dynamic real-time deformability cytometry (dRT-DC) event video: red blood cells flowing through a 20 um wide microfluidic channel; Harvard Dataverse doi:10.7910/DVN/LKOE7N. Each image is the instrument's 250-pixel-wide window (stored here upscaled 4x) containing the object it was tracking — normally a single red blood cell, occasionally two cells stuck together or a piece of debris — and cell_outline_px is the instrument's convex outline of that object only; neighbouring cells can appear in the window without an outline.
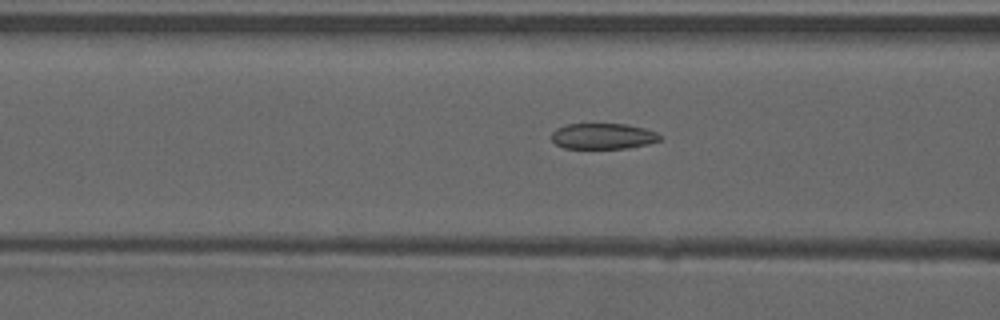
{"species": "common noctule bat (a hibernating species)", "species_latin": "Nyctalus noctula", "temperature_condition": "warm", "stored_images_in_passage": 53, "camera_frame_rate_fps": 3000, "um_per_image_px": 0.085, "animal": {"sex": "male", "forearm_length_mm": 52.5}, "frame": {"image": 1, "passage_image": 22, "time_ms": 7.0, "image_size_px": [1000, 320], "cell_outline_px": [[660, 140], [648, 144], [628, 148], [564, 148], [556, 144], [552, 140], [552, 132], [556, 128], [564, 124], [624, 124], [644, 128], [656, 132], [660, 136]], "centroid_in_image_um": [51.23, 11.57], "position_along_channel_um": 115.4, "area_um2": 16.24}}
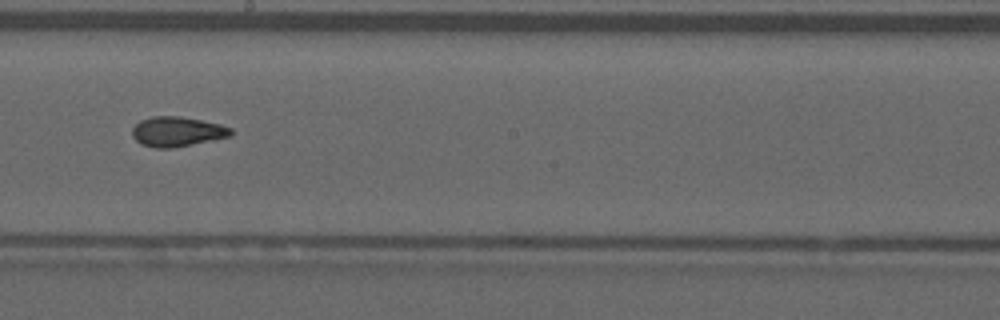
{"frame": {"image": 2, "passage_image": 31, "time_ms": 10.0, "image_size_px": [1000, 320], "cell_outline_px": [[232, 136], [216, 140], [172, 148], [156, 148], [140, 144], [132, 136], [132, 128], [140, 120], [152, 116], [180, 116], [220, 124], [232, 128]], "centroid_in_image_um": [15.07, 11.19], "position_along_channel_um": 233.1, "area_um2": 17.34}}
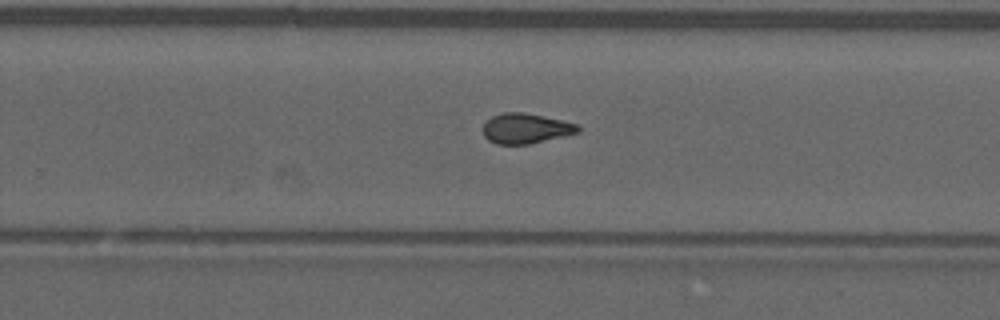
{"frame": {"image": 3, "passage_image": 35, "time_ms": 11.333, "image_size_px": [1000, 320], "cell_outline_px": [[580, 132], [564, 136], [528, 144], [496, 144], [488, 140], [484, 136], [484, 124], [492, 116], [500, 112], [524, 112], [564, 120], [576, 124], [580, 128]], "centroid_in_image_um": [44.69, 10.91], "position_along_channel_um": 285.1, "area_um2": 16.7}, "authors_computed_cell_mechanics": {"area_um2": 17.1666, "velocity_mm_per_s": 3.9247, "shape_relaxation_time_tau1_ms": null, "shape_relaxation_time_tau2_ms": 2.3425, "deformation_change_tau1": null, "deformation_change_tau2": 0.0705}}